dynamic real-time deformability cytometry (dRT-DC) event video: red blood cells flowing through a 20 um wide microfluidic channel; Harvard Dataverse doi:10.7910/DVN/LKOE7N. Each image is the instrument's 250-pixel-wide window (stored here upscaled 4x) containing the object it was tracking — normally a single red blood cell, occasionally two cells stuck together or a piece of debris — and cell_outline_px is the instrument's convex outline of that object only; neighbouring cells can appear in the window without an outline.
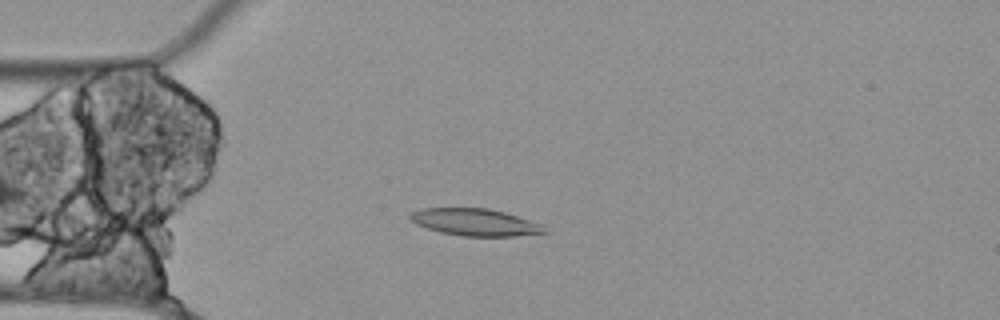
{"species": "Egyptian fruit bat (a non-hibernating species)", "species_latin": "Rousettus aegyptiacus", "temperature_condition": "cold", "stored_images_in_passage": 48, "camera_frame_rate_fps": 3000, "um_per_image_px": 0.085, "animal": {"sex": "female"}, "frame": {"image": 1, "passage_image": 7, "time_ms": 2.0, "image_size_px": [1000, 320], "cell_outline_px": [[548, 232], [516, 236], [464, 236], [440, 232], [416, 224], [408, 220], [408, 216], [412, 212], [420, 208], [488, 208], [504, 212], [544, 224]], "centroid_in_image_um": [40.39, 18.88], "position_along_channel_um": 44.6, "area_um2": 21.33}}
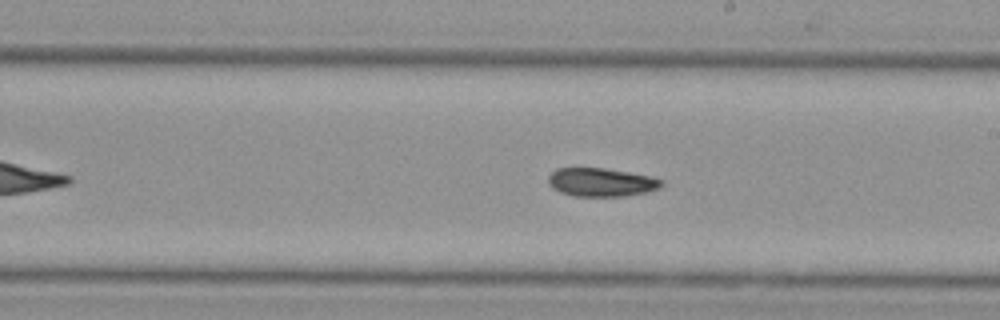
{"frame": {"image": 2, "passage_image": 24, "time_ms": 7.667, "image_size_px": [1000, 320], "cell_outline_px": [[664, 184], [660, 188], [648, 192], [624, 196], [572, 196], [560, 192], [552, 188], [548, 180], [548, 176], [556, 168], [604, 168], [628, 172], [648, 176], [664, 180]], "centroid_in_image_um": [51.11, 15.49], "position_along_channel_um": 237.9, "area_um2": 18.84}}
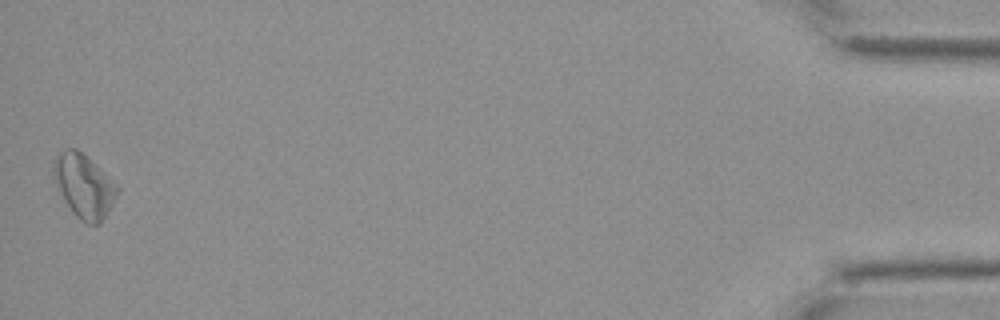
{"frame": {"image": 3, "passage_image": 48, "time_ms": 15.667, "image_size_px": [1000, 320], "cell_outline_px": [[120, 192], [100, 224], [88, 224], [80, 220], [72, 212], [52, 176], [52, 164], [56, 152], [68, 148], [76, 148], [100, 168], [120, 188]], "centroid_in_image_um": [7.13, 15.78], "position_along_channel_um": 428.1, "area_um2": 23.58}}